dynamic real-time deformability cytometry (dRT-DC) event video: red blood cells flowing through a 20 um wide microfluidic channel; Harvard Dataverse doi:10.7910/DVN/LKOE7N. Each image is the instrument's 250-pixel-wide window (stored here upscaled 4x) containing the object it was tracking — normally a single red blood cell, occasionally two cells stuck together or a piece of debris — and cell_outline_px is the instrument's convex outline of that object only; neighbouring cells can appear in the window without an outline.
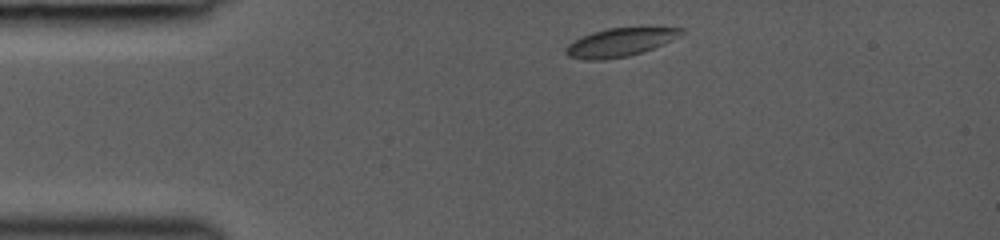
{"species": "common noctule bat (a hibernating species)", "species_latin": "Nyctalus noctula", "temperature_condition": "room temperature", "stored_images_in_passage": 5, "camera_frame_rate_fps": 3000, "um_per_image_px": 0.085, "animal": {"sex": "female", "body_mass_g": 19.0, "forearm_length_mm": 53.3}, "frame": {"image": 1, "passage_image": 1, "time_ms": 0.0, "image_size_px": [1000, 240], "cell_outline_px": [[684, 32], [680, 36], [664, 44], [628, 56], [604, 60], [588, 60], [568, 56], [564, 52], [564, 48], [568, 44], [580, 36], [592, 32], [608, 28], [684, 28]], "centroid_in_image_um": [52.65, 3.6], "position_along_channel_um": 32.4, "area_um2": 18.96}}
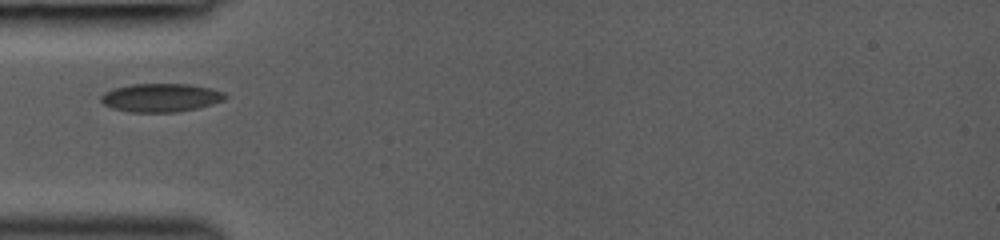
{"frame": {"image": 2, "passage_image": 4, "time_ms": 2.0, "image_size_px": [1000, 240], "cell_outline_px": [[228, 96], [224, 100], [212, 104], [196, 108], [176, 112], [128, 112], [112, 108], [104, 104], [100, 100], [100, 96], [104, 92], [112, 88], [132, 84], [188, 84], [208, 88], [224, 92]], "centroid_in_image_um": [13.63, 8.3], "position_along_channel_um": 71.4, "area_um2": 20.58}}